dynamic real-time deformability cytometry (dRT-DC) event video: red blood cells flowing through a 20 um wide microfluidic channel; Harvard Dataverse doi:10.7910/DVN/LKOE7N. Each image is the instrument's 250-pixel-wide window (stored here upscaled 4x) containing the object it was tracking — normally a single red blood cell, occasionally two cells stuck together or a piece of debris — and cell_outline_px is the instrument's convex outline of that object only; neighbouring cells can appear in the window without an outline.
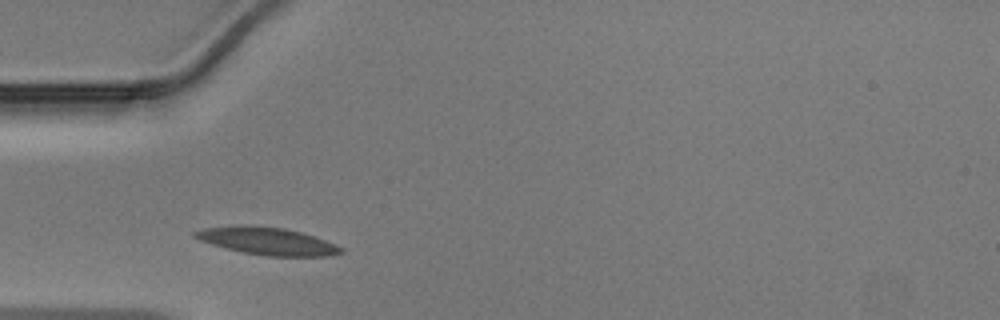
{"species": "Egyptian fruit bat (a non-hibernating species)", "species_latin": "Rousettus aegyptiacus", "temperature_condition": "warm", "stored_images_in_passage": 5, "camera_frame_rate_fps": 3000, "um_per_image_px": 0.085, "animal": {"sex": "male"}, "frame": {"image": 1, "passage_image": 1, "time_ms": 0.0, "image_size_px": [1000, 320], "cell_outline_px": [[344, 252], [328, 256], [264, 256], [224, 248], [200, 240], [192, 236], [192, 232], [204, 228], [240, 224], [248, 224], [284, 228], [300, 232], [324, 240], [344, 248]], "centroid_in_image_um": [22.67, 20.48], "position_along_channel_um": 62.3, "area_um2": 23.41}}